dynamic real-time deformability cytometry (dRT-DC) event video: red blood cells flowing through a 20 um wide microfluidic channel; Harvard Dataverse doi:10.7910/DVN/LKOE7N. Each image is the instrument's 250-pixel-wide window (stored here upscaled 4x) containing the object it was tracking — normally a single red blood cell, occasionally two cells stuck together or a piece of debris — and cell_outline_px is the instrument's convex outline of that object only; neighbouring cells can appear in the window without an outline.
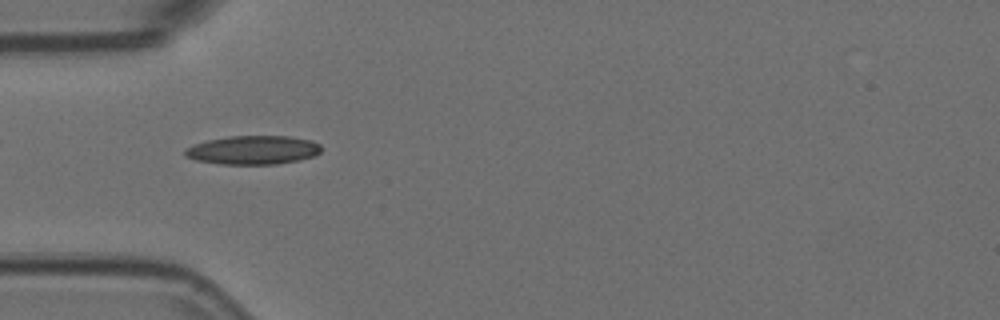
{"species": "Egyptian fruit bat (a non-hibernating species)", "species_latin": "Rousettus aegyptiacus", "temperature_condition": "room temperature", "stored_images_in_passage": 9, "camera_frame_rate_fps": 3000, "um_per_image_px": 0.085, "animal": {"sex": "female"}, "frame": {"image": 1, "passage_image": 1, "time_ms": 0.0, "image_size_px": [1000, 320], "cell_outline_px": [[320, 152], [312, 156], [296, 160], [276, 164], [220, 164], [196, 160], [184, 156], [184, 148], [192, 144], [208, 140], [228, 136], [292, 136], [312, 140], [320, 144]], "centroid_in_image_um": [21.46, 12.74], "position_along_channel_um": 63.5, "area_um2": 22.89}}
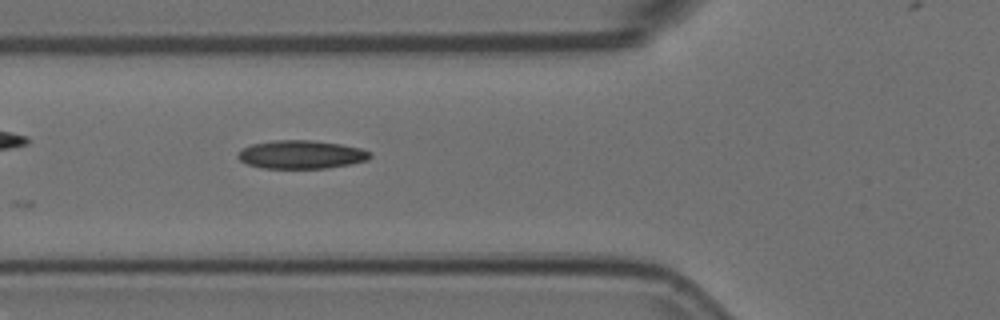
{"frame": {"image": 2, "passage_image": 4, "time_ms": 1.0, "image_size_px": [1000, 320], "cell_outline_px": [[372, 156], [368, 160], [328, 168], [264, 168], [248, 164], [240, 160], [236, 156], [244, 148], [252, 144], [272, 140], [312, 140], [340, 144], [360, 148], [372, 152]], "centroid_in_image_um": [25.63, 13.13], "position_along_channel_um": 100.2, "area_um2": 21.73}}